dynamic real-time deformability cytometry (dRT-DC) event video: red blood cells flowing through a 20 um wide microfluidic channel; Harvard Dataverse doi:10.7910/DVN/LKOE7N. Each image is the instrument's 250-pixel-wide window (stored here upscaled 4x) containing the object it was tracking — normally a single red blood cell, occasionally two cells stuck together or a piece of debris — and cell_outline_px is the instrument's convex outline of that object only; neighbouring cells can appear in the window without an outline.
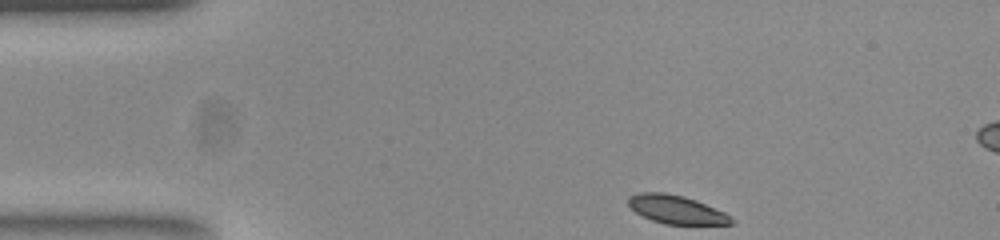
{"species": "common noctule bat (a hibernating species)", "species_latin": "Nyctalus noctula", "temperature_condition": "room temperature", "stored_images_in_passage": 39, "camera_frame_rate_fps": 3000, "um_per_image_px": 0.085, "animal": {"sex": "female", "body_mass_g": 23.0, "forearm_length_mm": 53.4}, "frame": {"image": 1, "passage_image": 1, "time_ms": 0.0, "image_size_px": [1000, 240], "cell_outline_px": [[736, 220], [732, 224], [664, 224], [652, 220], [636, 212], [628, 204], [628, 196], [640, 192], [664, 192], [684, 196], [696, 200], [724, 212], [732, 216]], "centroid_in_image_um": [57.51, 17.8], "position_along_channel_um": 27.5, "area_um2": 17.05}}
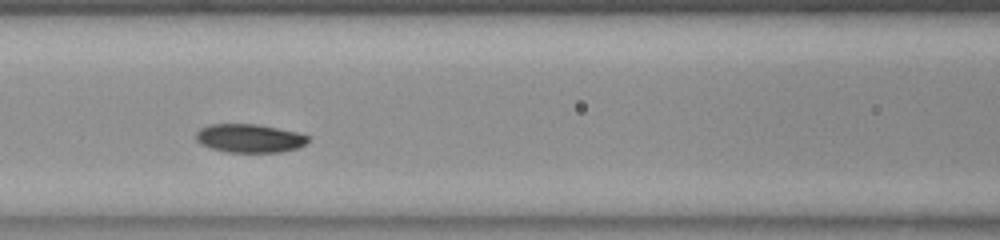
{"frame": {"image": 2, "passage_image": 15, "time_ms": 4.667, "image_size_px": [1000, 240], "cell_outline_px": [[308, 140], [304, 144], [296, 148], [280, 152], [228, 152], [212, 148], [200, 144], [196, 140], [196, 132], [200, 128], [208, 124], [256, 124], [296, 132], [308, 136]], "centroid_in_image_um": [21.15, 11.75], "position_along_channel_um": 145.4, "area_um2": 18.44}}
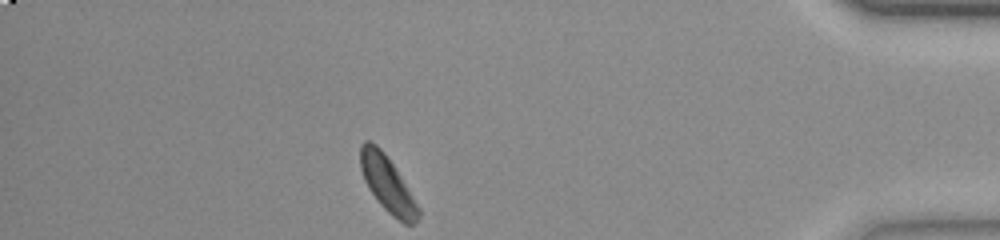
{"frame": {"image": 3, "passage_image": 39, "time_ms": 12.667, "image_size_px": [1000, 240], "cell_outline_px": [[420, 216], [412, 224], [404, 224], [392, 216], [380, 204], [364, 180], [360, 168], [360, 144], [364, 140], [368, 140], [376, 144], [384, 152], [400, 176], [420, 208]], "centroid_in_image_um": [32.92, 15.64], "position_along_channel_um": 402.3, "area_um2": 18.55}, "authors_computed_cell_mechanics": {"area_um2": 18.6694, "velocity_mm_per_s": 3.8107, "shape_relaxation_time_tau1_ms": 4.5254, "shape_relaxation_time_tau2_ms": null, "deformation_change_tau1": 0.0954, "deformation_change_tau2": null}}